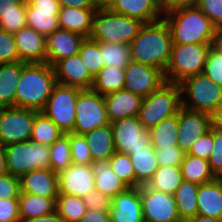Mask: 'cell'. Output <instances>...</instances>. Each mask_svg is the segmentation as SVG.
Listing matches in <instances>:
<instances>
[{
	"label": "cell",
	"mask_w": 222,
	"mask_h": 222,
	"mask_svg": "<svg viewBox=\"0 0 222 222\" xmlns=\"http://www.w3.org/2000/svg\"><path fill=\"white\" fill-rule=\"evenodd\" d=\"M173 44H216L218 29L195 5H178L164 9Z\"/></svg>",
	"instance_id": "cell-1"
},
{
	"label": "cell",
	"mask_w": 222,
	"mask_h": 222,
	"mask_svg": "<svg viewBox=\"0 0 222 222\" xmlns=\"http://www.w3.org/2000/svg\"><path fill=\"white\" fill-rule=\"evenodd\" d=\"M172 46L171 31L164 18L144 23L130 43L131 59L165 72L171 58Z\"/></svg>",
	"instance_id": "cell-2"
},
{
	"label": "cell",
	"mask_w": 222,
	"mask_h": 222,
	"mask_svg": "<svg viewBox=\"0 0 222 222\" xmlns=\"http://www.w3.org/2000/svg\"><path fill=\"white\" fill-rule=\"evenodd\" d=\"M55 84V72L50 64L26 63L16 88L15 107L41 112Z\"/></svg>",
	"instance_id": "cell-3"
},
{
	"label": "cell",
	"mask_w": 222,
	"mask_h": 222,
	"mask_svg": "<svg viewBox=\"0 0 222 222\" xmlns=\"http://www.w3.org/2000/svg\"><path fill=\"white\" fill-rule=\"evenodd\" d=\"M143 24L140 20L112 12L109 9H99L93 16L92 31L89 37L106 43L130 45Z\"/></svg>",
	"instance_id": "cell-4"
},
{
	"label": "cell",
	"mask_w": 222,
	"mask_h": 222,
	"mask_svg": "<svg viewBox=\"0 0 222 222\" xmlns=\"http://www.w3.org/2000/svg\"><path fill=\"white\" fill-rule=\"evenodd\" d=\"M181 107L179 84L166 82L143 98L138 119L145 129L150 130L162 120L178 114Z\"/></svg>",
	"instance_id": "cell-5"
},
{
	"label": "cell",
	"mask_w": 222,
	"mask_h": 222,
	"mask_svg": "<svg viewBox=\"0 0 222 222\" xmlns=\"http://www.w3.org/2000/svg\"><path fill=\"white\" fill-rule=\"evenodd\" d=\"M215 44H173L165 70L166 82L179 84L186 78L203 73L208 53Z\"/></svg>",
	"instance_id": "cell-6"
},
{
	"label": "cell",
	"mask_w": 222,
	"mask_h": 222,
	"mask_svg": "<svg viewBox=\"0 0 222 222\" xmlns=\"http://www.w3.org/2000/svg\"><path fill=\"white\" fill-rule=\"evenodd\" d=\"M182 107L211 114L222 103V87L203 73L179 83Z\"/></svg>",
	"instance_id": "cell-7"
},
{
	"label": "cell",
	"mask_w": 222,
	"mask_h": 222,
	"mask_svg": "<svg viewBox=\"0 0 222 222\" xmlns=\"http://www.w3.org/2000/svg\"><path fill=\"white\" fill-rule=\"evenodd\" d=\"M7 172L20 177L32 170L50 169L49 146L24 141L5 146Z\"/></svg>",
	"instance_id": "cell-8"
},
{
	"label": "cell",
	"mask_w": 222,
	"mask_h": 222,
	"mask_svg": "<svg viewBox=\"0 0 222 222\" xmlns=\"http://www.w3.org/2000/svg\"><path fill=\"white\" fill-rule=\"evenodd\" d=\"M82 89L56 83L41 111L64 133H71L75 124V104Z\"/></svg>",
	"instance_id": "cell-9"
},
{
	"label": "cell",
	"mask_w": 222,
	"mask_h": 222,
	"mask_svg": "<svg viewBox=\"0 0 222 222\" xmlns=\"http://www.w3.org/2000/svg\"><path fill=\"white\" fill-rule=\"evenodd\" d=\"M75 110V124L71 132L73 134L85 135L97 127L110 124L107 117L104 95L92 89L80 91L75 104Z\"/></svg>",
	"instance_id": "cell-10"
},
{
	"label": "cell",
	"mask_w": 222,
	"mask_h": 222,
	"mask_svg": "<svg viewBox=\"0 0 222 222\" xmlns=\"http://www.w3.org/2000/svg\"><path fill=\"white\" fill-rule=\"evenodd\" d=\"M37 113L20 107H0V143L6 146L31 140Z\"/></svg>",
	"instance_id": "cell-11"
},
{
	"label": "cell",
	"mask_w": 222,
	"mask_h": 222,
	"mask_svg": "<svg viewBox=\"0 0 222 222\" xmlns=\"http://www.w3.org/2000/svg\"><path fill=\"white\" fill-rule=\"evenodd\" d=\"M139 190L144 222H182L174 195L153 190L147 185L139 186Z\"/></svg>",
	"instance_id": "cell-12"
},
{
	"label": "cell",
	"mask_w": 222,
	"mask_h": 222,
	"mask_svg": "<svg viewBox=\"0 0 222 222\" xmlns=\"http://www.w3.org/2000/svg\"><path fill=\"white\" fill-rule=\"evenodd\" d=\"M116 152L133 154V150L148 148L149 130L139 122L138 116L117 119L110 123Z\"/></svg>",
	"instance_id": "cell-13"
},
{
	"label": "cell",
	"mask_w": 222,
	"mask_h": 222,
	"mask_svg": "<svg viewBox=\"0 0 222 222\" xmlns=\"http://www.w3.org/2000/svg\"><path fill=\"white\" fill-rule=\"evenodd\" d=\"M166 83L164 71L150 65L130 61L125 67V90L145 98Z\"/></svg>",
	"instance_id": "cell-14"
},
{
	"label": "cell",
	"mask_w": 222,
	"mask_h": 222,
	"mask_svg": "<svg viewBox=\"0 0 222 222\" xmlns=\"http://www.w3.org/2000/svg\"><path fill=\"white\" fill-rule=\"evenodd\" d=\"M58 0H30L26 3V26L47 37L59 29Z\"/></svg>",
	"instance_id": "cell-15"
},
{
	"label": "cell",
	"mask_w": 222,
	"mask_h": 222,
	"mask_svg": "<svg viewBox=\"0 0 222 222\" xmlns=\"http://www.w3.org/2000/svg\"><path fill=\"white\" fill-rule=\"evenodd\" d=\"M177 145L187 153L192 144L211 128V115L181 107L178 111Z\"/></svg>",
	"instance_id": "cell-16"
},
{
	"label": "cell",
	"mask_w": 222,
	"mask_h": 222,
	"mask_svg": "<svg viewBox=\"0 0 222 222\" xmlns=\"http://www.w3.org/2000/svg\"><path fill=\"white\" fill-rule=\"evenodd\" d=\"M59 194L83 198L95 189V175L90 165L71 164L58 173Z\"/></svg>",
	"instance_id": "cell-17"
},
{
	"label": "cell",
	"mask_w": 222,
	"mask_h": 222,
	"mask_svg": "<svg viewBox=\"0 0 222 222\" xmlns=\"http://www.w3.org/2000/svg\"><path fill=\"white\" fill-rule=\"evenodd\" d=\"M79 54L64 58L54 66L56 83L80 89H91L94 77L84 66Z\"/></svg>",
	"instance_id": "cell-18"
},
{
	"label": "cell",
	"mask_w": 222,
	"mask_h": 222,
	"mask_svg": "<svg viewBox=\"0 0 222 222\" xmlns=\"http://www.w3.org/2000/svg\"><path fill=\"white\" fill-rule=\"evenodd\" d=\"M84 38L69 30H55L46 37L47 63L53 67L58 61L78 54Z\"/></svg>",
	"instance_id": "cell-19"
},
{
	"label": "cell",
	"mask_w": 222,
	"mask_h": 222,
	"mask_svg": "<svg viewBox=\"0 0 222 222\" xmlns=\"http://www.w3.org/2000/svg\"><path fill=\"white\" fill-rule=\"evenodd\" d=\"M13 35L20 61L47 63L45 36L27 26L14 32Z\"/></svg>",
	"instance_id": "cell-20"
},
{
	"label": "cell",
	"mask_w": 222,
	"mask_h": 222,
	"mask_svg": "<svg viewBox=\"0 0 222 222\" xmlns=\"http://www.w3.org/2000/svg\"><path fill=\"white\" fill-rule=\"evenodd\" d=\"M111 222H144L139 187H128L112 198Z\"/></svg>",
	"instance_id": "cell-21"
},
{
	"label": "cell",
	"mask_w": 222,
	"mask_h": 222,
	"mask_svg": "<svg viewBox=\"0 0 222 222\" xmlns=\"http://www.w3.org/2000/svg\"><path fill=\"white\" fill-rule=\"evenodd\" d=\"M109 10L143 23L157 21L164 14L161 0H114Z\"/></svg>",
	"instance_id": "cell-22"
},
{
	"label": "cell",
	"mask_w": 222,
	"mask_h": 222,
	"mask_svg": "<svg viewBox=\"0 0 222 222\" xmlns=\"http://www.w3.org/2000/svg\"><path fill=\"white\" fill-rule=\"evenodd\" d=\"M20 192L43 197L59 195L58 174L51 169L32 170L19 177Z\"/></svg>",
	"instance_id": "cell-23"
},
{
	"label": "cell",
	"mask_w": 222,
	"mask_h": 222,
	"mask_svg": "<svg viewBox=\"0 0 222 222\" xmlns=\"http://www.w3.org/2000/svg\"><path fill=\"white\" fill-rule=\"evenodd\" d=\"M109 122L132 116H138L143 98L121 89L104 95Z\"/></svg>",
	"instance_id": "cell-24"
},
{
	"label": "cell",
	"mask_w": 222,
	"mask_h": 222,
	"mask_svg": "<svg viewBox=\"0 0 222 222\" xmlns=\"http://www.w3.org/2000/svg\"><path fill=\"white\" fill-rule=\"evenodd\" d=\"M95 12L96 9L61 7L58 16L59 28L89 37Z\"/></svg>",
	"instance_id": "cell-25"
},
{
	"label": "cell",
	"mask_w": 222,
	"mask_h": 222,
	"mask_svg": "<svg viewBox=\"0 0 222 222\" xmlns=\"http://www.w3.org/2000/svg\"><path fill=\"white\" fill-rule=\"evenodd\" d=\"M197 215L222 220V188L217 179L199 185Z\"/></svg>",
	"instance_id": "cell-26"
},
{
	"label": "cell",
	"mask_w": 222,
	"mask_h": 222,
	"mask_svg": "<svg viewBox=\"0 0 222 222\" xmlns=\"http://www.w3.org/2000/svg\"><path fill=\"white\" fill-rule=\"evenodd\" d=\"M90 166L95 175V189L102 194L113 198L129 187L113 172L109 160L93 161Z\"/></svg>",
	"instance_id": "cell-27"
},
{
	"label": "cell",
	"mask_w": 222,
	"mask_h": 222,
	"mask_svg": "<svg viewBox=\"0 0 222 222\" xmlns=\"http://www.w3.org/2000/svg\"><path fill=\"white\" fill-rule=\"evenodd\" d=\"M86 138L93 161L109 160L116 152L111 124H107L86 133Z\"/></svg>",
	"instance_id": "cell-28"
},
{
	"label": "cell",
	"mask_w": 222,
	"mask_h": 222,
	"mask_svg": "<svg viewBox=\"0 0 222 222\" xmlns=\"http://www.w3.org/2000/svg\"><path fill=\"white\" fill-rule=\"evenodd\" d=\"M25 62L0 64V107H15L16 88Z\"/></svg>",
	"instance_id": "cell-29"
},
{
	"label": "cell",
	"mask_w": 222,
	"mask_h": 222,
	"mask_svg": "<svg viewBox=\"0 0 222 222\" xmlns=\"http://www.w3.org/2000/svg\"><path fill=\"white\" fill-rule=\"evenodd\" d=\"M56 198L20 192L18 198L20 222L52 213L55 211Z\"/></svg>",
	"instance_id": "cell-30"
},
{
	"label": "cell",
	"mask_w": 222,
	"mask_h": 222,
	"mask_svg": "<svg viewBox=\"0 0 222 222\" xmlns=\"http://www.w3.org/2000/svg\"><path fill=\"white\" fill-rule=\"evenodd\" d=\"M136 176V187L147 185L158 169L155 148L150 145L148 148L133 150L129 155Z\"/></svg>",
	"instance_id": "cell-31"
},
{
	"label": "cell",
	"mask_w": 222,
	"mask_h": 222,
	"mask_svg": "<svg viewBox=\"0 0 222 222\" xmlns=\"http://www.w3.org/2000/svg\"><path fill=\"white\" fill-rule=\"evenodd\" d=\"M199 185L184 181L174 194L178 215L182 222H188L197 215V193Z\"/></svg>",
	"instance_id": "cell-32"
},
{
	"label": "cell",
	"mask_w": 222,
	"mask_h": 222,
	"mask_svg": "<svg viewBox=\"0 0 222 222\" xmlns=\"http://www.w3.org/2000/svg\"><path fill=\"white\" fill-rule=\"evenodd\" d=\"M178 130V114L162 120L149 130L151 145L154 148L178 146Z\"/></svg>",
	"instance_id": "cell-33"
},
{
	"label": "cell",
	"mask_w": 222,
	"mask_h": 222,
	"mask_svg": "<svg viewBox=\"0 0 222 222\" xmlns=\"http://www.w3.org/2000/svg\"><path fill=\"white\" fill-rule=\"evenodd\" d=\"M183 180L198 185L210 182L216 177L211 171L208 160L186 154L181 163Z\"/></svg>",
	"instance_id": "cell-34"
},
{
	"label": "cell",
	"mask_w": 222,
	"mask_h": 222,
	"mask_svg": "<svg viewBox=\"0 0 222 222\" xmlns=\"http://www.w3.org/2000/svg\"><path fill=\"white\" fill-rule=\"evenodd\" d=\"M182 182L180 166H159L147 186L153 190L174 195Z\"/></svg>",
	"instance_id": "cell-35"
},
{
	"label": "cell",
	"mask_w": 222,
	"mask_h": 222,
	"mask_svg": "<svg viewBox=\"0 0 222 222\" xmlns=\"http://www.w3.org/2000/svg\"><path fill=\"white\" fill-rule=\"evenodd\" d=\"M125 87V69L104 66L95 76L91 89L101 95L115 92Z\"/></svg>",
	"instance_id": "cell-36"
},
{
	"label": "cell",
	"mask_w": 222,
	"mask_h": 222,
	"mask_svg": "<svg viewBox=\"0 0 222 222\" xmlns=\"http://www.w3.org/2000/svg\"><path fill=\"white\" fill-rule=\"evenodd\" d=\"M64 134L50 118L38 112L35 115L30 141L50 146Z\"/></svg>",
	"instance_id": "cell-37"
},
{
	"label": "cell",
	"mask_w": 222,
	"mask_h": 222,
	"mask_svg": "<svg viewBox=\"0 0 222 222\" xmlns=\"http://www.w3.org/2000/svg\"><path fill=\"white\" fill-rule=\"evenodd\" d=\"M100 45L101 58L106 67H117L125 69L128 63L132 60L130 53V45L121 43H106L98 41Z\"/></svg>",
	"instance_id": "cell-38"
},
{
	"label": "cell",
	"mask_w": 222,
	"mask_h": 222,
	"mask_svg": "<svg viewBox=\"0 0 222 222\" xmlns=\"http://www.w3.org/2000/svg\"><path fill=\"white\" fill-rule=\"evenodd\" d=\"M55 210L65 222H79L87 208L82 198L59 194L56 198Z\"/></svg>",
	"instance_id": "cell-39"
},
{
	"label": "cell",
	"mask_w": 222,
	"mask_h": 222,
	"mask_svg": "<svg viewBox=\"0 0 222 222\" xmlns=\"http://www.w3.org/2000/svg\"><path fill=\"white\" fill-rule=\"evenodd\" d=\"M49 155L50 169L57 174L72 164L69 133H65L49 146Z\"/></svg>",
	"instance_id": "cell-40"
},
{
	"label": "cell",
	"mask_w": 222,
	"mask_h": 222,
	"mask_svg": "<svg viewBox=\"0 0 222 222\" xmlns=\"http://www.w3.org/2000/svg\"><path fill=\"white\" fill-rule=\"evenodd\" d=\"M84 66L94 77L105 65L101 58L100 45L98 41L85 37L81 43L79 53Z\"/></svg>",
	"instance_id": "cell-41"
},
{
	"label": "cell",
	"mask_w": 222,
	"mask_h": 222,
	"mask_svg": "<svg viewBox=\"0 0 222 222\" xmlns=\"http://www.w3.org/2000/svg\"><path fill=\"white\" fill-rule=\"evenodd\" d=\"M111 169L129 187H136V176L129 154L115 152L109 159Z\"/></svg>",
	"instance_id": "cell-42"
},
{
	"label": "cell",
	"mask_w": 222,
	"mask_h": 222,
	"mask_svg": "<svg viewBox=\"0 0 222 222\" xmlns=\"http://www.w3.org/2000/svg\"><path fill=\"white\" fill-rule=\"evenodd\" d=\"M72 164L90 165L93 162L90 148L84 135L69 133Z\"/></svg>",
	"instance_id": "cell-43"
},
{
	"label": "cell",
	"mask_w": 222,
	"mask_h": 222,
	"mask_svg": "<svg viewBox=\"0 0 222 222\" xmlns=\"http://www.w3.org/2000/svg\"><path fill=\"white\" fill-rule=\"evenodd\" d=\"M203 74L222 87V49L216 44L208 53Z\"/></svg>",
	"instance_id": "cell-44"
},
{
	"label": "cell",
	"mask_w": 222,
	"mask_h": 222,
	"mask_svg": "<svg viewBox=\"0 0 222 222\" xmlns=\"http://www.w3.org/2000/svg\"><path fill=\"white\" fill-rule=\"evenodd\" d=\"M20 62L13 33L0 29V64Z\"/></svg>",
	"instance_id": "cell-45"
},
{
	"label": "cell",
	"mask_w": 222,
	"mask_h": 222,
	"mask_svg": "<svg viewBox=\"0 0 222 222\" xmlns=\"http://www.w3.org/2000/svg\"><path fill=\"white\" fill-rule=\"evenodd\" d=\"M158 166H181L186 153L179 146L155 148Z\"/></svg>",
	"instance_id": "cell-46"
},
{
	"label": "cell",
	"mask_w": 222,
	"mask_h": 222,
	"mask_svg": "<svg viewBox=\"0 0 222 222\" xmlns=\"http://www.w3.org/2000/svg\"><path fill=\"white\" fill-rule=\"evenodd\" d=\"M195 5L212 21L217 29L222 28V0H197Z\"/></svg>",
	"instance_id": "cell-47"
},
{
	"label": "cell",
	"mask_w": 222,
	"mask_h": 222,
	"mask_svg": "<svg viewBox=\"0 0 222 222\" xmlns=\"http://www.w3.org/2000/svg\"><path fill=\"white\" fill-rule=\"evenodd\" d=\"M214 176L222 174V131L213 128V149L208 159Z\"/></svg>",
	"instance_id": "cell-48"
},
{
	"label": "cell",
	"mask_w": 222,
	"mask_h": 222,
	"mask_svg": "<svg viewBox=\"0 0 222 222\" xmlns=\"http://www.w3.org/2000/svg\"><path fill=\"white\" fill-rule=\"evenodd\" d=\"M213 149V128L204 136L198 138L186 154L208 160Z\"/></svg>",
	"instance_id": "cell-49"
},
{
	"label": "cell",
	"mask_w": 222,
	"mask_h": 222,
	"mask_svg": "<svg viewBox=\"0 0 222 222\" xmlns=\"http://www.w3.org/2000/svg\"><path fill=\"white\" fill-rule=\"evenodd\" d=\"M87 209H95L104 212H110L112 206V198L102 194L94 189L82 198Z\"/></svg>",
	"instance_id": "cell-50"
},
{
	"label": "cell",
	"mask_w": 222,
	"mask_h": 222,
	"mask_svg": "<svg viewBox=\"0 0 222 222\" xmlns=\"http://www.w3.org/2000/svg\"><path fill=\"white\" fill-rule=\"evenodd\" d=\"M19 194V177L9 173L0 176V199H18Z\"/></svg>",
	"instance_id": "cell-51"
},
{
	"label": "cell",
	"mask_w": 222,
	"mask_h": 222,
	"mask_svg": "<svg viewBox=\"0 0 222 222\" xmlns=\"http://www.w3.org/2000/svg\"><path fill=\"white\" fill-rule=\"evenodd\" d=\"M26 26V13L0 14V29L14 33Z\"/></svg>",
	"instance_id": "cell-52"
},
{
	"label": "cell",
	"mask_w": 222,
	"mask_h": 222,
	"mask_svg": "<svg viewBox=\"0 0 222 222\" xmlns=\"http://www.w3.org/2000/svg\"><path fill=\"white\" fill-rule=\"evenodd\" d=\"M0 222H20L18 199H0Z\"/></svg>",
	"instance_id": "cell-53"
},
{
	"label": "cell",
	"mask_w": 222,
	"mask_h": 222,
	"mask_svg": "<svg viewBox=\"0 0 222 222\" xmlns=\"http://www.w3.org/2000/svg\"><path fill=\"white\" fill-rule=\"evenodd\" d=\"M26 13V2L23 0H0V14Z\"/></svg>",
	"instance_id": "cell-54"
},
{
	"label": "cell",
	"mask_w": 222,
	"mask_h": 222,
	"mask_svg": "<svg viewBox=\"0 0 222 222\" xmlns=\"http://www.w3.org/2000/svg\"><path fill=\"white\" fill-rule=\"evenodd\" d=\"M79 222H111L110 212L87 209Z\"/></svg>",
	"instance_id": "cell-55"
},
{
	"label": "cell",
	"mask_w": 222,
	"mask_h": 222,
	"mask_svg": "<svg viewBox=\"0 0 222 222\" xmlns=\"http://www.w3.org/2000/svg\"><path fill=\"white\" fill-rule=\"evenodd\" d=\"M61 7H75L80 9H95L92 0H58Z\"/></svg>",
	"instance_id": "cell-56"
},
{
	"label": "cell",
	"mask_w": 222,
	"mask_h": 222,
	"mask_svg": "<svg viewBox=\"0 0 222 222\" xmlns=\"http://www.w3.org/2000/svg\"><path fill=\"white\" fill-rule=\"evenodd\" d=\"M22 222H65L57 213V211H53L52 213L43 215L41 217L30 218L27 220H23Z\"/></svg>",
	"instance_id": "cell-57"
},
{
	"label": "cell",
	"mask_w": 222,
	"mask_h": 222,
	"mask_svg": "<svg viewBox=\"0 0 222 222\" xmlns=\"http://www.w3.org/2000/svg\"><path fill=\"white\" fill-rule=\"evenodd\" d=\"M210 115L211 128L222 131V103Z\"/></svg>",
	"instance_id": "cell-58"
},
{
	"label": "cell",
	"mask_w": 222,
	"mask_h": 222,
	"mask_svg": "<svg viewBox=\"0 0 222 222\" xmlns=\"http://www.w3.org/2000/svg\"><path fill=\"white\" fill-rule=\"evenodd\" d=\"M163 8H171L178 5L193 4V0H161Z\"/></svg>",
	"instance_id": "cell-59"
},
{
	"label": "cell",
	"mask_w": 222,
	"mask_h": 222,
	"mask_svg": "<svg viewBox=\"0 0 222 222\" xmlns=\"http://www.w3.org/2000/svg\"><path fill=\"white\" fill-rule=\"evenodd\" d=\"M7 173L5 146L0 143V176Z\"/></svg>",
	"instance_id": "cell-60"
},
{
	"label": "cell",
	"mask_w": 222,
	"mask_h": 222,
	"mask_svg": "<svg viewBox=\"0 0 222 222\" xmlns=\"http://www.w3.org/2000/svg\"><path fill=\"white\" fill-rule=\"evenodd\" d=\"M92 1L96 10L109 9L114 2V0H92Z\"/></svg>",
	"instance_id": "cell-61"
},
{
	"label": "cell",
	"mask_w": 222,
	"mask_h": 222,
	"mask_svg": "<svg viewBox=\"0 0 222 222\" xmlns=\"http://www.w3.org/2000/svg\"><path fill=\"white\" fill-rule=\"evenodd\" d=\"M188 222H222V220L208 217L205 215H196L194 218L190 219Z\"/></svg>",
	"instance_id": "cell-62"
},
{
	"label": "cell",
	"mask_w": 222,
	"mask_h": 222,
	"mask_svg": "<svg viewBox=\"0 0 222 222\" xmlns=\"http://www.w3.org/2000/svg\"><path fill=\"white\" fill-rule=\"evenodd\" d=\"M216 45L222 49V28L218 29Z\"/></svg>",
	"instance_id": "cell-63"
},
{
	"label": "cell",
	"mask_w": 222,
	"mask_h": 222,
	"mask_svg": "<svg viewBox=\"0 0 222 222\" xmlns=\"http://www.w3.org/2000/svg\"><path fill=\"white\" fill-rule=\"evenodd\" d=\"M216 179H217L218 183L220 184V186L222 188V174L216 176Z\"/></svg>",
	"instance_id": "cell-64"
}]
</instances>
